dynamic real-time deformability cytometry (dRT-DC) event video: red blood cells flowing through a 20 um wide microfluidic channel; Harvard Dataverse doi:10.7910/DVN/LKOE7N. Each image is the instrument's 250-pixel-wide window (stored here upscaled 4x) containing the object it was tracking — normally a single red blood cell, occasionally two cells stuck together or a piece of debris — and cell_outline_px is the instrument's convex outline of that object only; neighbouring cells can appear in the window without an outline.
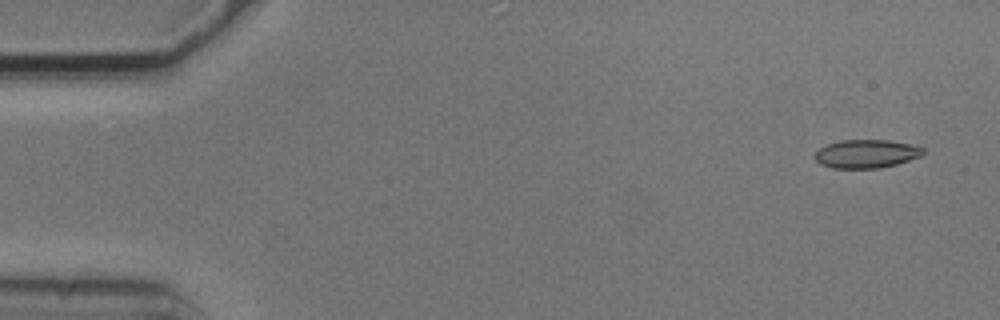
{"species": "common noctule bat (a hibernating species)", "species_latin": "Nyctalus noctula", "temperature_condition": "cold", "stored_images_in_passage": 5, "camera_frame_rate_fps": 3000, "um_per_image_px": 0.085, "animal": {"sex": "male", "body_mass_g": 20.5, "forearm_length_mm": 52.5}, "frame": {"image": 1, "passage_image": 1, "time_ms": 0.0, "image_size_px": [1000, 320], "cell_outline_px": [[924, 152], [920, 156], [896, 164], [880, 168], [832, 168], [820, 164], [816, 160], [816, 152], [820, 148], [828, 144], [840, 140], [888, 140], [908, 144], [924, 148]], "centroid_in_image_um": [73.62, 13.07], "position_along_channel_um": 11.4, "area_um2": 17.69}}
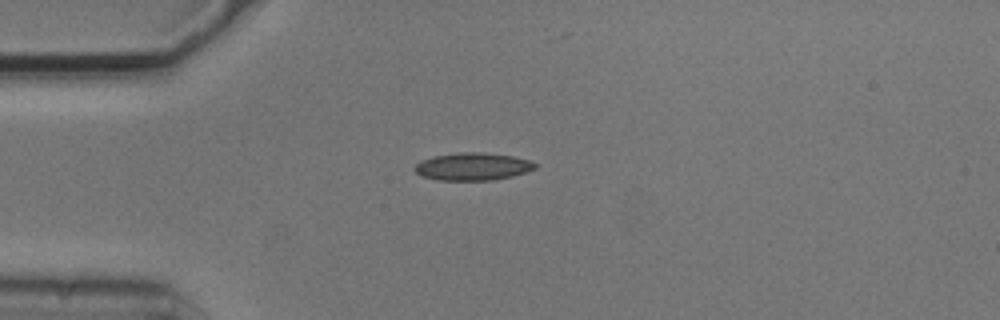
{"frame": {"image": 2, "passage_image": 4, "time_ms": 1.0, "image_size_px": [1000, 320], "cell_outline_px": [[540, 164], [536, 168], [512, 176], [492, 180], [436, 180], [420, 176], [412, 168], [420, 160], [432, 156], [460, 152], [484, 152], [512, 156], [528, 160]], "centroid_in_image_um": [40.14, 14.15], "position_along_channel_um": 44.9, "area_um2": 19.54}}